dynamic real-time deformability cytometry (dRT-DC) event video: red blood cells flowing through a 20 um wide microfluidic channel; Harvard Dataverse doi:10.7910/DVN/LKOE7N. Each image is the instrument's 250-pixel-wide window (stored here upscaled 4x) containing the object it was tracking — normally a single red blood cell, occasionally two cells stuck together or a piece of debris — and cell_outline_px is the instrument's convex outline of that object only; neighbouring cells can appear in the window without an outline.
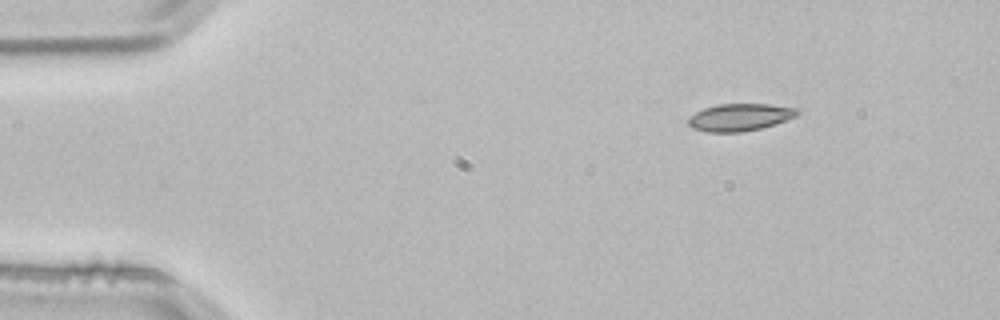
{"species": "common noctule bat (a hibernating species)", "species_latin": "Nyctalus noctula", "temperature_condition": "room temperature", "stored_images_in_passage": 3, "camera_frame_rate_fps": 3000, "um_per_image_px": 0.085, "animal": {"sex": "male", "body_mass_g": 21.5, "forearm_length_mm": 52.0}, "frame": {"image": 1, "passage_image": 1, "time_ms": 0.0, "image_size_px": [1000, 320], "cell_outline_px": [[800, 112], [796, 116], [776, 124], [760, 128], [740, 132], [708, 132], [692, 128], [688, 124], [688, 120], [696, 112], [704, 108], [720, 104], [768, 104], [800, 108]], "centroid_in_image_um": [62.93, 9.96], "position_along_channel_um": 22.1, "area_um2": 17.28}}
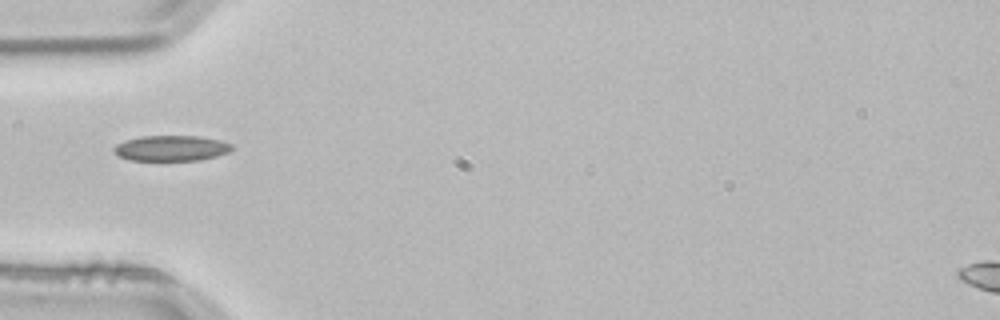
{"frame": {"image": 2, "passage_image": 3, "time_ms": 0.667, "image_size_px": [1000, 320], "cell_outline_px": [[232, 148], [228, 152], [216, 156], [200, 160], [128, 160], [116, 156], [112, 148], [116, 144], [124, 140], [140, 136], [200, 136], [220, 140], [232, 144]], "centroid_in_image_um": [14.5, 12.59], "position_along_channel_um": 70.5, "area_um2": 17.69}}